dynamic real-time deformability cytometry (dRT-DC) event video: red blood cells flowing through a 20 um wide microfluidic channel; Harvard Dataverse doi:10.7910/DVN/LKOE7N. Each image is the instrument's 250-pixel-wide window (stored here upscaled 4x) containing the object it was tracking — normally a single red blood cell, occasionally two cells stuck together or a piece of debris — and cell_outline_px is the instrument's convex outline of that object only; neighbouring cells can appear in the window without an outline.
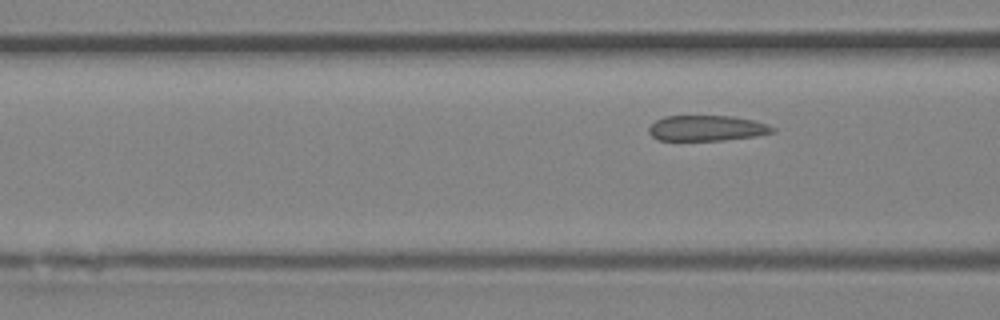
{"species": "Egyptian fruit bat (a non-hibernating species)", "species_latin": "Rousettus aegyptiacus", "temperature_condition": "room temperature", "stored_images_in_passage": 6, "camera_frame_rate_fps": 3000, "um_per_image_px": 0.085, "animal": {"sex": "female"}, "frame": {"image": 1, "passage_image": 6, "time_ms": 1.667, "image_size_px": [1000, 320], "cell_outline_px": [[776, 132], [756, 136], [724, 140], [660, 140], [652, 136], [648, 132], [648, 128], [656, 120], [664, 116], [732, 116], [752, 120], [768, 124], [776, 128]], "centroid_in_image_um": [60.11, 10.89], "position_along_channel_um": 106.5, "area_um2": 18.44}}